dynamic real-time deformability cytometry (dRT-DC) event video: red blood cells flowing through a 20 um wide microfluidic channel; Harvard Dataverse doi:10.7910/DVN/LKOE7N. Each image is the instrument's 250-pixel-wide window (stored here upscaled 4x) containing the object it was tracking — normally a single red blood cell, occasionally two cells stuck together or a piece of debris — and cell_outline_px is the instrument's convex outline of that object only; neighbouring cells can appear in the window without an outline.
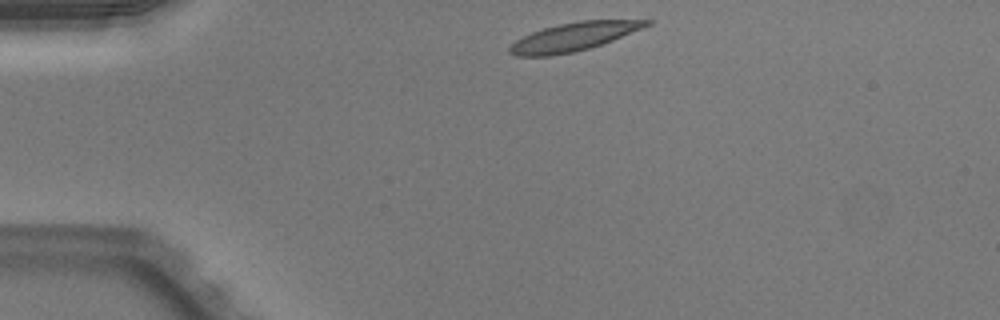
{"species": "Egyptian fruit bat (a non-hibernating species)", "species_latin": "Rousettus aegyptiacus", "temperature_condition": "warm", "stored_images_in_passage": 41, "camera_frame_rate_fps": 3000, "um_per_image_px": 0.085, "animal": {"sex": "male"}, "frame": {"image": 1, "passage_image": 1, "time_ms": 0.0, "image_size_px": [1000, 320], "cell_outline_px": [[656, 20], [652, 24], [644, 28], [612, 40], [588, 48], [572, 52], [552, 56], [516, 56], [508, 52], [508, 48], [516, 40], [532, 32], [544, 28], [560, 24], [580, 20]], "centroid_in_image_um": [48.78, 3.12], "position_along_channel_um": 36.2, "area_um2": 22.43}}
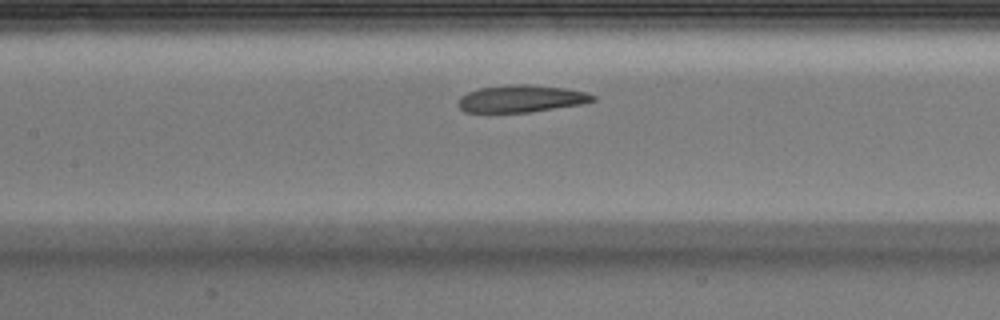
{"frame": {"image": 2, "passage_image": 14, "time_ms": 4.333, "image_size_px": [1000, 320], "cell_outline_px": [[596, 100], [584, 104], [528, 112], [464, 112], [456, 104], [460, 96], [468, 92], [480, 88], [512, 84], [524, 84], [564, 88], [588, 92], [596, 96]], "centroid_in_image_um": [44.32, 8.39], "position_along_channel_um": 163.1, "area_um2": 21.39}}
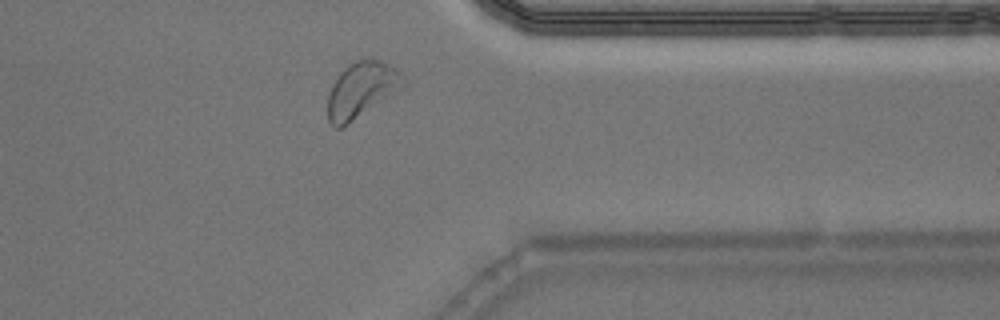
{"frame": {"image": 3, "passage_image": 31, "time_ms": 10.0, "image_size_px": [1000, 320], "cell_outline_px": [[408, 84], [404, 88], [348, 124], [340, 128], [336, 128], [328, 120], [328, 92], [332, 84], [340, 72], [348, 64], [356, 60], [380, 60], [396, 68], [404, 76]], "centroid_in_image_um": [30.76, 7.64], "position_along_channel_um": 380.6, "area_um2": 24.68}, "authors_computed_cell_mechanics": {"area_um2": 22.4842, "velocity_mm_per_s": 3.9511, "shape_relaxation_time_tau1_ms": 3.4133, "shape_relaxation_time_tau2_ms": 2.8151, "deformation_change_tau1": 0.1441, "deformation_change_tau2": 0.1105}}